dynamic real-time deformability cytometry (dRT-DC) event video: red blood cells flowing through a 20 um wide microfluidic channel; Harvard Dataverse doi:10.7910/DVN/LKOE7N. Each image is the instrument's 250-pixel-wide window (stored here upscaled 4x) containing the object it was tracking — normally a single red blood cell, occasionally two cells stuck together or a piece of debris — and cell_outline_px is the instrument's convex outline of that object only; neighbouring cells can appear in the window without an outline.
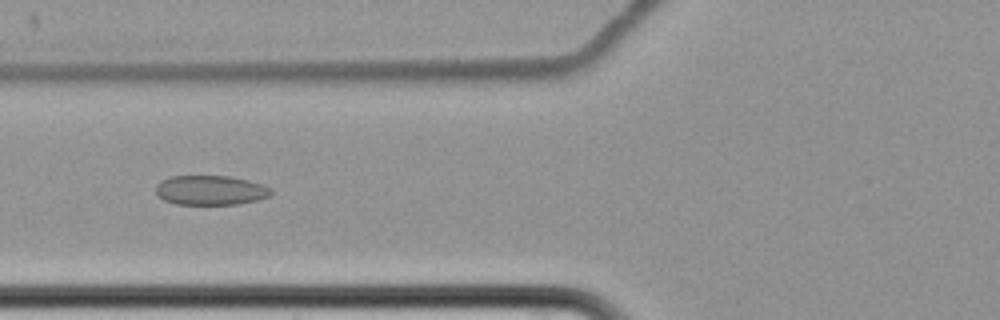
{"species": "common noctule bat (a hibernating species)", "species_latin": "Nyctalus noctula", "temperature_condition": "cold", "stored_images_in_passage": 10, "camera_frame_rate_fps": 3000, "um_per_image_px": 0.085, "animal": {"sex": "female", "body_mass_g": 22.7, "forearm_length_mm": 54.2}, "frame": {"image": 1, "passage_image": 6, "time_ms": 6.0, "image_size_px": [1000, 320], "cell_outline_px": [[272, 192], [268, 196], [256, 200], [236, 204], [176, 204], [164, 200], [156, 196], [156, 184], [160, 180], [168, 176], [228, 176], [248, 180], [264, 184], [272, 188]], "centroid_in_image_um": [17.86, 16.16], "position_along_channel_um": 107.9, "area_um2": 20.0}}
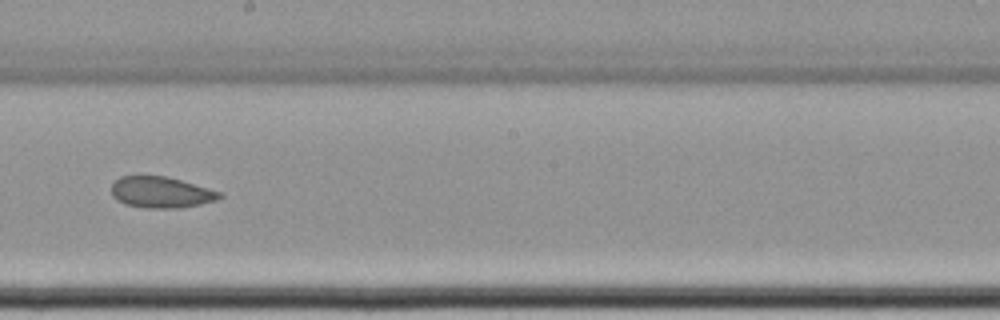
{"frame": {"image": 2, "passage_image": 9, "time_ms": 9.667, "image_size_px": [1000, 320], "cell_outline_px": [[224, 196], [216, 200], [200, 204], [180, 208], [144, 208], [124, 204], [116, 200], [112, 196], [112, 180], [120, 176], [168, 176], [220, 192]], "centroid_in_image_um": [13.64, 16.35], "position_along_channel_um": 234.6, "area_um2": 19.77}}
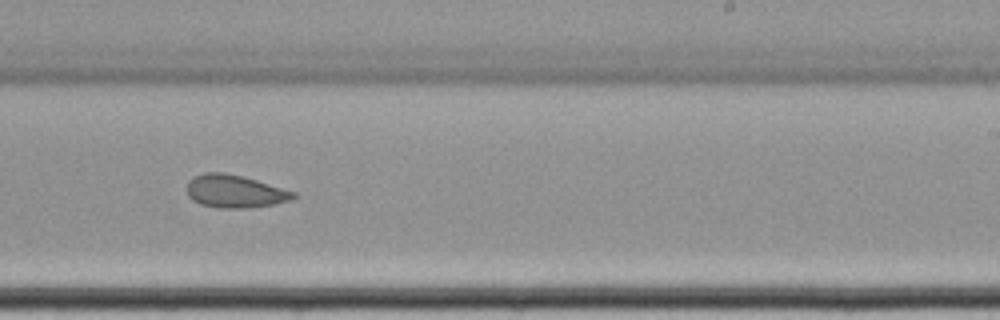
{"frame": {"image": 3, "passage_image": 10, "time_ms": 10.667, "image_size_px": [1000, 320], "cell_outline_px": [[296, 196], [292, 200], [272, 204], [248, 208], [216, 208], [200, 204], [192, 200], [188, 196], [188, 180], [192, 176], [204, 172], [224, 172], [256, 180], [296, 192]], "centroid_in_image_um": [19.93, 16.26], "position_along_channel_um": 269.1, "area_um2": 20.4}}